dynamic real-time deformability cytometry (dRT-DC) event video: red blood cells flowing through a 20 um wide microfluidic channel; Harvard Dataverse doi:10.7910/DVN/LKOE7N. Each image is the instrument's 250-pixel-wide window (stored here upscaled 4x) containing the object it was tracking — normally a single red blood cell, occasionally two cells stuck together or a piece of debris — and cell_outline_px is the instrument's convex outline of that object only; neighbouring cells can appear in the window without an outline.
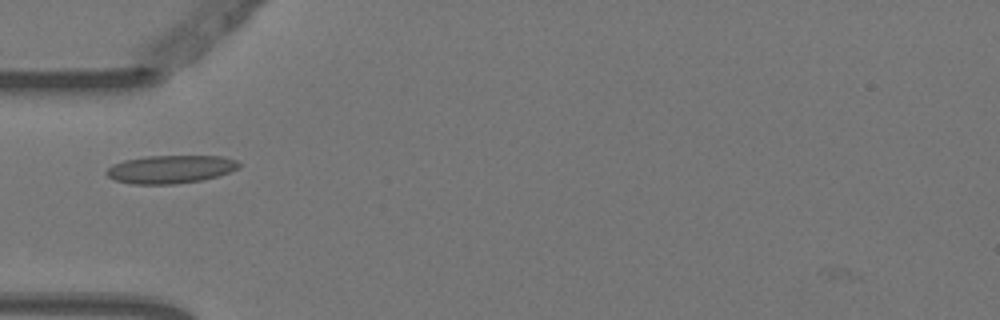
{"species": "Egyptian fruit bat (a non-hibernating species)", "species_latin": "Rousettus aegyptiacus", "temperature_condition": "warm", "stored_images_in_passage": 5, "camera_frame_rate_fps": 3000, "um_per_image_px": 0.085, "animal": {"sex": "female"}, "frame": {"image": 1, "passage_image": 5, "time_ms": 1.333, "image_size_px": [1000, 320], "cell_outline_px": [[240, 168], [216, 176], [200, 180], [176, 184], [132, 184], [116, 180], [108, 176], [104, 172], [112, 164], [124, 160], [148, 156], [224, 156], [236, 160], [240, 164]], "centroid_in_image_um": [14.48, 14.38], "position_along_channel_um": 70.5, "area_um2": 21.62}}